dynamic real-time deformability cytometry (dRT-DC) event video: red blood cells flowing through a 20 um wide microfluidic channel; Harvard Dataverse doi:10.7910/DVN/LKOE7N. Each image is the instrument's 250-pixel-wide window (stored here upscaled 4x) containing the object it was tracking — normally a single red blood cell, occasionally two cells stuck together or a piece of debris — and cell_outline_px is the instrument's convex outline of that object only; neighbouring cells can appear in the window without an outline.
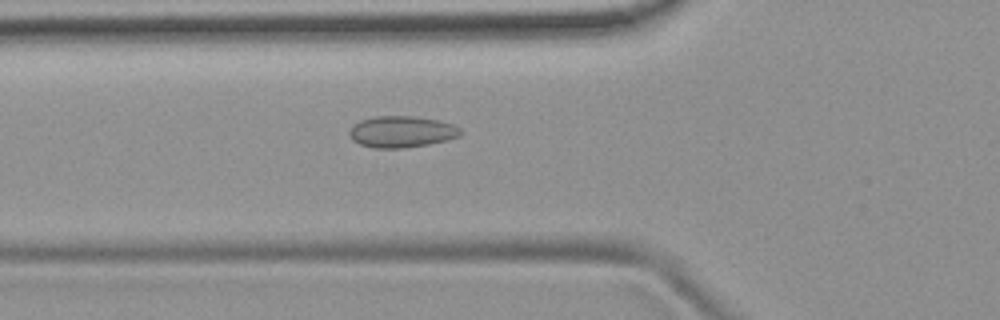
{"species": "common noctule bat (a hibernating species)", "species_latin": "Nyctalus noctula", "temperature_condition": "room temperature", "stored_images_in_passage": 51, "camera_frame_rate_fps": 3000, "um_per_image_px": 0.085, "animal": {"sex": "female", "body_mass_g": 19.9}, "frame": {"image": 1, "passage_image": 18, "time_ms": 5.667, "image_size_px": [1000, 320], "cell_outline_px": [[464, 132], [460, 136], [448, 140], [428, 144], [404, 148], [372, 148], [360, 144], [352, 140], [348, 136], [348, 132], [352, 124], [360, 120], [372, 116], [416, 116], [440, 120], [452, 124], [460, 128]], "centroid_in_image_um": [34.12, 11.19], "position_along_channel_um": 91.7, "area_um2": 20.81}}
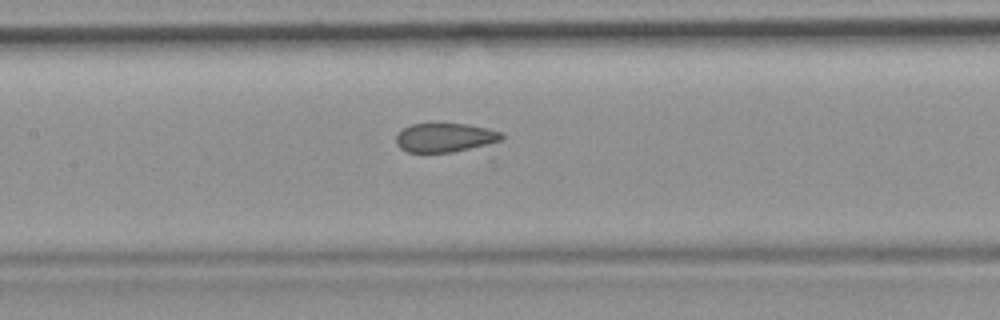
{"frame": {"image": 2, "passage_image": 24, "time_ms": 7.667, "image_size_px": [1000, 320], "cell_outline_px": [[504, 140], [492, 144], [452, 152], [408, 152], [400, 148], [396, 144], [396, 136], [404, 128], [412, 124], [468, 124], [488, 128], [500, 132], [504, 136]], "centroid_in_image_um": [37.87, 11.7], "position_along_channel_um": 169.5, "area_um2": 17.86}}
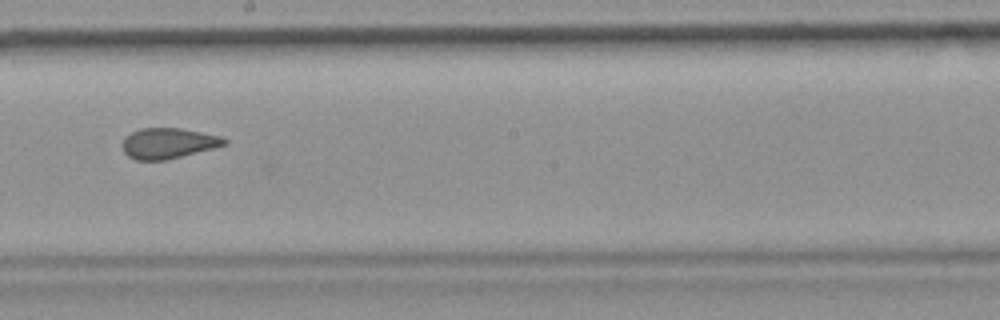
{"frame": {"image": 3, "passage_image": 29, "time_ms": 9.333, "image_size_px": [1000, 320], "cell_outline_px": [[228, 144], [168, 160], [136, 160], [128, 156], [124, 152], [120, 144], [132, 132], [140, 128], [180, 128], [220, 136], [228, 140]], "centroid_in_image_um": [14.29, 12.18], "position_along_channel_um": 233.9, "area_um2": 18.15}, "authors_computed_cell_mechanics": {"area_um2": 19.2474, "velocity_mm_per_s": 3.8876, "shape_relaxation_time_tau1_ms": null, "shape_relaxation_time_tau2_ms": 1.5519, "deformation_change_tau1": null, "deformation_change_tau2": 0.0721}}